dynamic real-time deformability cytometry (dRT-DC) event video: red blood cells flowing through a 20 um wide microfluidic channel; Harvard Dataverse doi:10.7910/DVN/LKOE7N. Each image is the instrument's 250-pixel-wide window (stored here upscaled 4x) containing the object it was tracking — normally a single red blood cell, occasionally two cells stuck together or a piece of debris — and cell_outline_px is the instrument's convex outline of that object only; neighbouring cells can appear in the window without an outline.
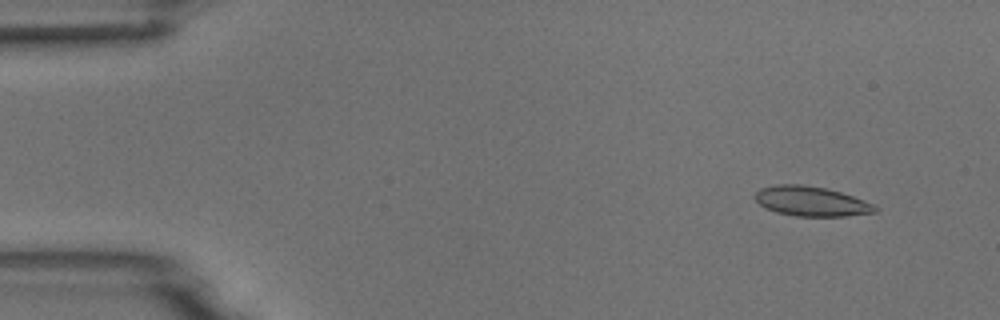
{"species": "common noctule bat (a hibernating species)", "species_latin": "Nyctalus noctula", "temperature_condition": "room temperature", "stored_images_in_passage": 54, "camera_frame_rate_fps": 3000, "um_per_image_px": 0.085, "animal": {"sex": "male", "body_mass_g": 18.8}, "frame": {"image": 1, "passage_image": 5, "time_ms": 1.333, "image_size_px": [1000, 320], "cell_outline_px": [[880, 208], [876, 212], [844, 216], [796, 216], [776, 212], [764, 208], [752, 196], [760, 188], [776, 184], [800, 184], [824, 188], [840, 192], [876, 204]], "centroid_in_image_um": [68.95, 17.11], "position_along_channel_um": 16.1, "area_um2": 20.92}}
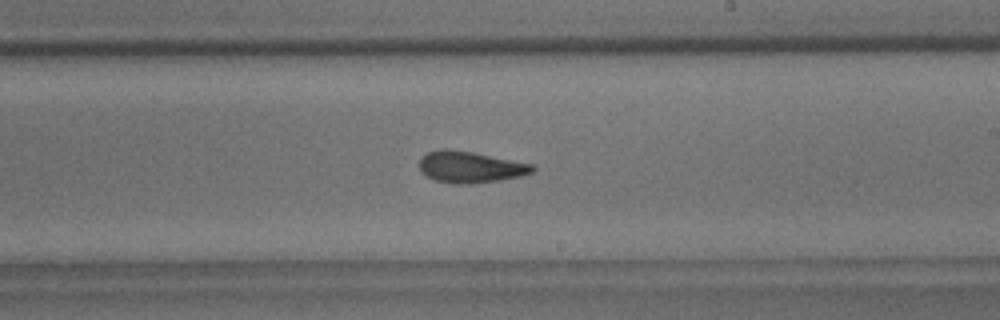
{"frame": {"image": 2, "passage_image": 32, "time_ms": 10.333, "image_size_px": [1000, 320], "cell_outline_px": [[536, 168], [532, 172], [520, 176], [500, 180], [468, 184], [456, 184], [436, 180], [420, 172], [420, 156], [428, 152], [440, 148], [448, 148], [472, 152], [532, 164]], "centroid_in_image_um": [39.94, 14.19], "position_along_channel_um": 249.1, "area_um2": 20.63}}
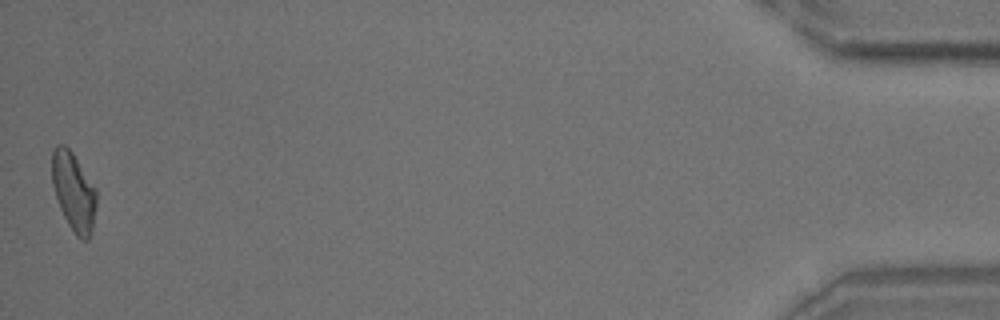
{"frame": {"image": 3, "passage_image": 54, "time_ms": 17.667, "image_size_px": [1000, 320], "cell_outline_px": [[96, 208], [92, 232], [88, 240], [84, 240], [76, 236], [68, 224], [60, 208], [52, 184], [52, 152], [56, 144], [64, 144], [72, 152], [96, 188]], "centroid_in_image_um": [6.27, 16.29], "position_along_channel_um": 428.9, "area_um2": 20.35}, "authors_computed_cell_mechanics": {"area_um2": 20.4034, "velocity_mm_per_s": 3.7267, "shape_relaxation_time_tau1_ms": null, "shape_relaxation_time_tau2_ms": 2.7212, "deformation_change_tau1": null, "deformation_change_tau2": 0.1093}}